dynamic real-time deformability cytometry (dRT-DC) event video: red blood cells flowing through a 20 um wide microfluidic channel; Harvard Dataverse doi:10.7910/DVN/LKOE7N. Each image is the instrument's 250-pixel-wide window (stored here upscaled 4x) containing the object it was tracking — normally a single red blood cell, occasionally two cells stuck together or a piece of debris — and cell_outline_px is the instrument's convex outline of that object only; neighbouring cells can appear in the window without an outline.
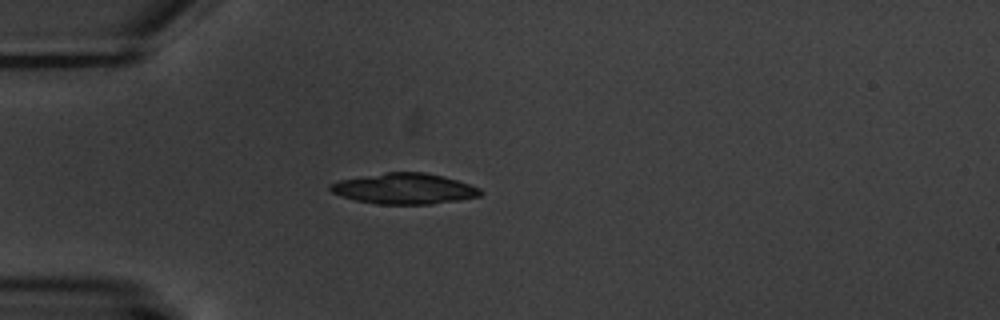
{"species": "common noctule bat (a hibernating species)", "species_latin": "Nyctalus noctula", "temperature_condition": "warm", "stored_images_in_passage": 5, "camera_frame_rate_fps": 3000, "um_per_image_px": 0.085, "animal": {"sex": "male", "body_mass_g": 20.1, "forearm_length_mm": 53.5}, "frame": {"image": 1, "passage_image": 5, "time_ms": 4.667, "image_size_px": [1000, 320], "cell_outline_px": [[484, 192], [480, 196], [460, 200], [432, 204], [376, 204], [356, 200], [332, 192], [328, 188], [328, 184], [340, 180], [384, 172], [424, 172], [444, 176], [480, 188]], "centroid_in_image_um": [34.38, 16.03], "position_along_channel_um": 50.6, "area_um2": 26.88}}